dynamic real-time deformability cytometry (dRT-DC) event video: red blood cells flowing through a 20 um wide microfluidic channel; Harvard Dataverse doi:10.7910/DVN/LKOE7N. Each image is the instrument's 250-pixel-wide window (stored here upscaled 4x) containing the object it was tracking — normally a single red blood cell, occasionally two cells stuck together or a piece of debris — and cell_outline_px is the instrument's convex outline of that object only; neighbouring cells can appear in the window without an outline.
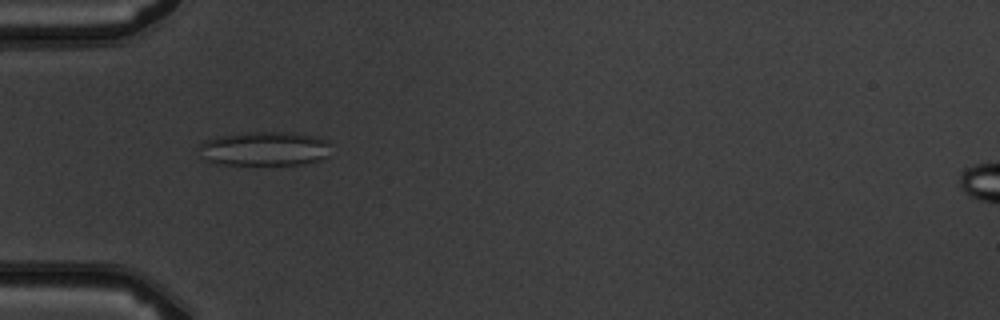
{"species": "common noctule bat (a hibernating species)", "species_latin": "Nyctalus noctula", "temperature_condition": "warm", "stored_images_in_passage": 7, "camera_frame_rate_fps": 3000, "um_per_image_px": 0.085, "animal": {"sex": "male", "body_mass_g": 19.5, "forearm_length_mm": 54.6}, "frame": {"image": 1, "passage_image": 5, "time_ms": 4.333, "image_size_px": [1000, 320], "cell_outline_px": [[328, 156], [320, 160], [304, 164], [212, 164], [200, 160], [196, 148], [204, 140], [220, 136], [248, 132], [288, 132], [316, 136], [328, 140]], "centroid_in_image_um": [22.39, 12.65], "position_along_channel_um": 62.6, "area_um2": 26.76}}
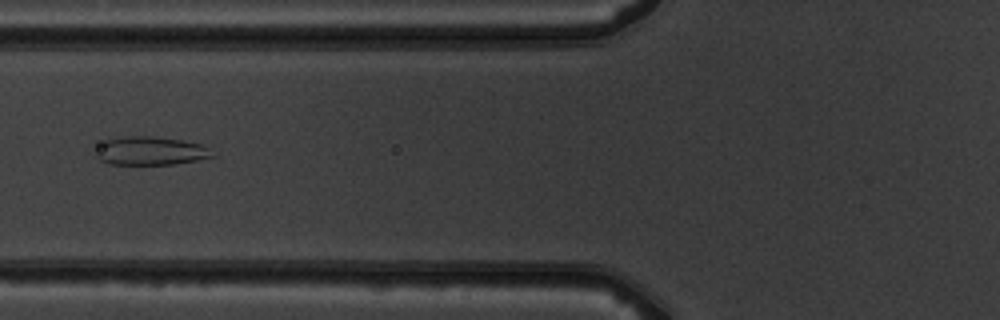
{"frame": {"image": 2, "passage_image": 6, "time_ms": 5.667, "image_size_px": [1000, 320], "cell_outline_px": [[216, 156], [196, 160], [172, 164], [108, 164], [100, 160], [92, 152], [100, 144], [108, 140], [124, 136], [152, 136], [180, 140], [204, 144]], "centroid_in_image_um": [12.77, 12.82], "position_along_channel_um": 113.0, "area_um2": 19.36}}